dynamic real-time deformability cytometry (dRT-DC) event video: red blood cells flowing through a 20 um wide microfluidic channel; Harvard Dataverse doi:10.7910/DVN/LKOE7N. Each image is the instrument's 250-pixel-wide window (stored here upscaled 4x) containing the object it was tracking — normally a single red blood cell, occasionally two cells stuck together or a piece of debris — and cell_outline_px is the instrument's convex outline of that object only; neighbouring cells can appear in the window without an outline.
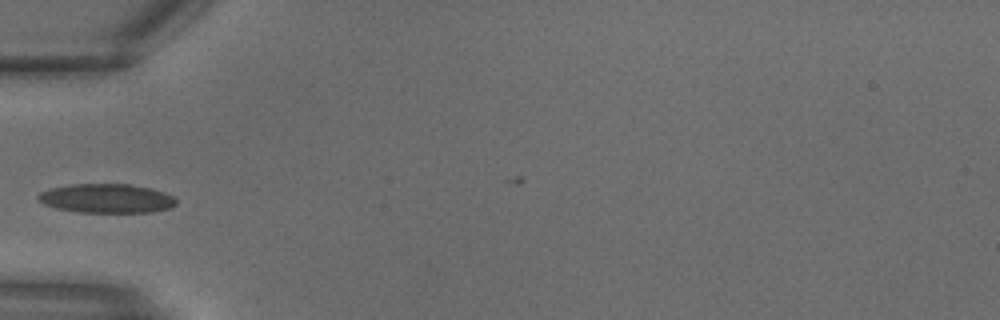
{"species": "common noctule bat (a hibernating species)", "species_latin": "Nyctalus noctula", "temperature_condition": "warm", "stored_images_in_passage": 2, "camera_frame_rate_fps": 3000, "um_per_image_px": 0.085, "animal": {"sex": "male", "body_mass_g": 18.8}, "frame": {"image": 1, "passage_image": 1, "time_ms": 0.0, "image_size_px": [1000, 320], "cell_outline_px": [[176, 204], [168, 208], [152, 212], [76, 212], [56, 208], [44, 204], [36, 196], [40, 192], [48, 188], [68, 184], [128, 184], [148, 188], [164, 192], [172, 196], [176, 200]], "centroid_in_image_um": [9.01, 16.86], "position_along_channel_um": 76.0, "area_um2": 23.35}}